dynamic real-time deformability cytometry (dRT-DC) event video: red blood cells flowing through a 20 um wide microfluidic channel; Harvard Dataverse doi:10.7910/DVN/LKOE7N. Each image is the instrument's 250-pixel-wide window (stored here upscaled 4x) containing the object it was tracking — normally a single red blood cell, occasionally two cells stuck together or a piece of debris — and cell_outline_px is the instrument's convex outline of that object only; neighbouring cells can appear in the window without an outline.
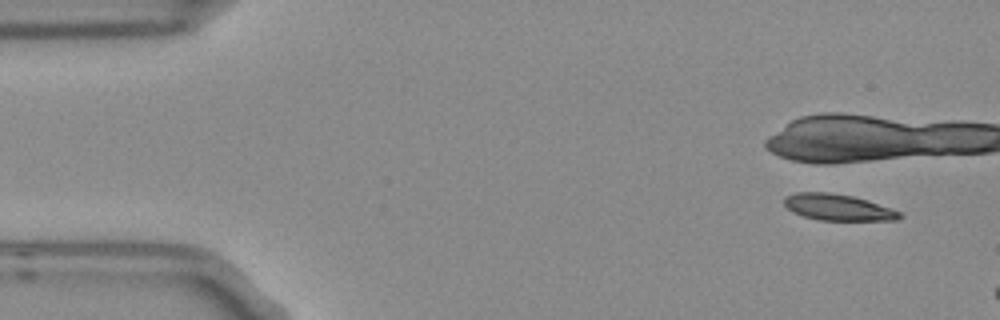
{"species": "Egyptian fruit bat (a non-hibernating species)", "species_latin": "Rousettus aegyptiacus", "temperature_condition": "room temperature", "stored_images_in_passage": 3, "camera_frame_rate_fps": 3000, "um_per_image_px": 0.085, "frame": {"image": 1, "passage_image": 1, "time_ms": 0.0, "image_size_px": [1000, 320], "cell_outline_px": [[904, 216], [896, 220], [820, 220], [804, 216], [792, 212], [784, 204], [784, 196], [796, 192], [828, 192], [852, 196], [868, 200], [892, 208], [900, 212]], "centroid_in_image_um": [71.23, 17.62], "position_along_channel_um": 13.8, "area_um2": 17.74}}